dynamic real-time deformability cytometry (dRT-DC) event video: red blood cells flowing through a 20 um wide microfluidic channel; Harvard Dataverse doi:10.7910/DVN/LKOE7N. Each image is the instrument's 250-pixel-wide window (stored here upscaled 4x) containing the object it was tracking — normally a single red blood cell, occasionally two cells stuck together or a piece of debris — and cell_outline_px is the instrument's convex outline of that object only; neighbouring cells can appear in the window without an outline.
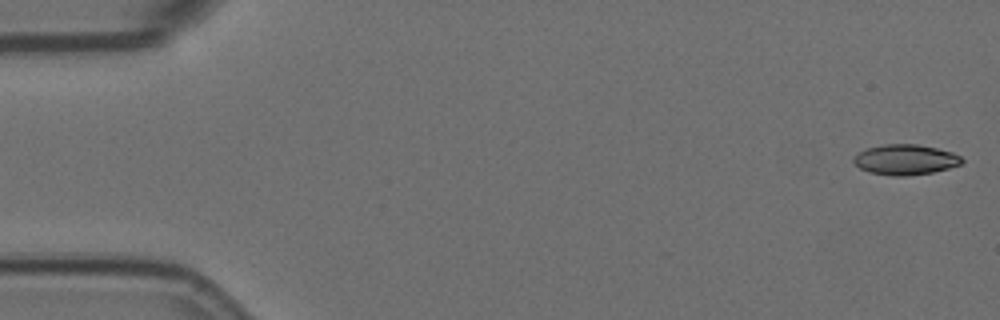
{"species": "Egyptian fruit bat (a non-hibernating species)", "species_latin": "Rousettus aegyptiacus", "temperature_condition": "room temperature", "stored_images_in_passage": 6, "camera_frame_rate_fps": 3000, "um_per_image_px": 0.085, "animal": {"sex": "female"}, "frame": {"image": 1, "passage_image": 1, "time_ms": 0.0, "image_size_px": [1000, 320], "cell_outline_px": [[964, 160], [960, 164], [948, 168], [932, 172], [908, 176], [892, 176], [868, 172], [860, 168], [852, 160], [860, 152], [868, 148], [884, 144], [916, 144], [936, 148], [952, 152], [960, 156]], "centroid_in_image_um": [76.96, 13.57], "position_along_channel_um": 8.0, "area_um2": 18.96}}